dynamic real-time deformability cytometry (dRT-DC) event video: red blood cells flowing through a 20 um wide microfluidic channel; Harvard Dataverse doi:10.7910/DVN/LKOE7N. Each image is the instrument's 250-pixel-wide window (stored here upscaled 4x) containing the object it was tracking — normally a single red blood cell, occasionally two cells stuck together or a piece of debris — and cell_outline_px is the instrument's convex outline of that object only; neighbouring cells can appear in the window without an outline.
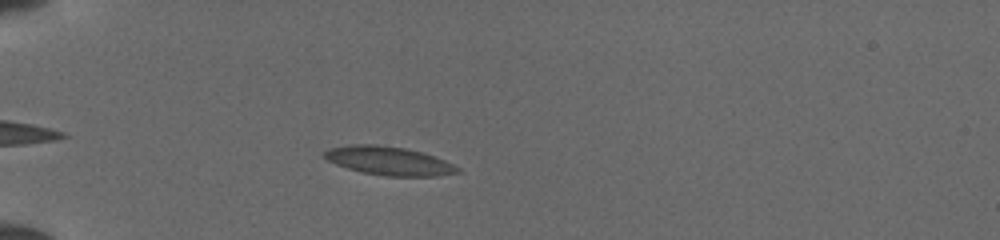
{"species": "common noctule bat (a hibernating species)", "species_latin": "Nyctalus noctula", "temperature_condition": "cold", "stored_images_in_passage": 38, "camera_frame_rate_fps": 3000, "um_per_image_px": 0.085, "animal": {"sex": "female", "body_mass_g": 19.5, "forearm_length_mm": 54.1}, "frame": {"image": 1, "passage_image": 7, "time_ms": 2.0, "image_size_px": [1000, 240], "cell_outline_px": [[460, 172], [436, 176], [384, 176], [364, 172], [348, 168], [336, 164], [328, 160], [324, 156], [324, 152], [328, 148], [352, 144], [376, 144], [404, 148], [420, 152], [444, 160], [460, 168]], "centroid_in_image_um": [33.04, 13.67], "position_along_channel_um": 52.0, "area_um2": 21.91}}
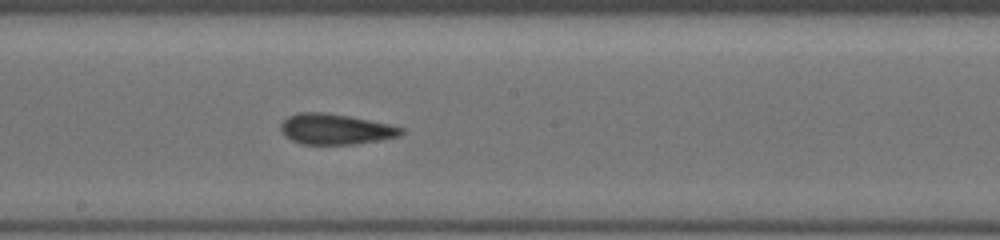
{"frame": {"image": 2, "passage_image": 21, "time_ms": 6.667, "image_size_px": [1000, 240], "cell_outline_px": [[404, 132], [400, 136], [380, 140], [356, 144], [300, 144], [284, 136], [280, 132], [280, 124], [288, 116], [300, 112], [320, 112], [348, 116], [388, 124], [404, 128]], "centroid_in_image_um": [28.49, 10.99], "position_along_channel_um": 219.7, "area_um2": 21.44}}
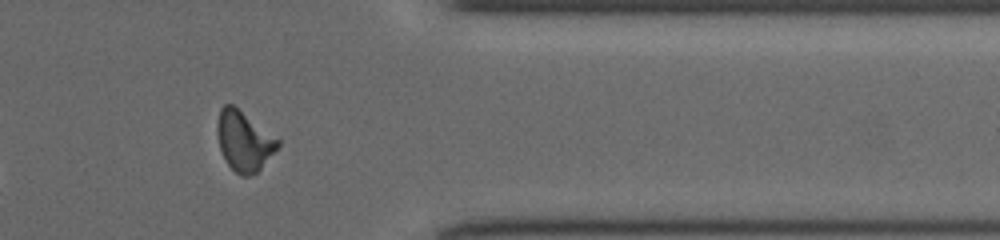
{"frame": {"image": 3, "passage_image": 34, "time_ms": 11.0, "image_size_px": [1000, 240], "cell_outline_px": [[280, 144], [260, 168], [256, 172], [248, 176], [240, 176], [228, 164], [220, 148], [216, 132], [216, 124], [220, 108], [224, 104], [232, 104], [280, 140]], "centroid_in_image_um": [20.71, 11.97], "position_along_channel_um": 390.7, "area_um2": 20.75}}